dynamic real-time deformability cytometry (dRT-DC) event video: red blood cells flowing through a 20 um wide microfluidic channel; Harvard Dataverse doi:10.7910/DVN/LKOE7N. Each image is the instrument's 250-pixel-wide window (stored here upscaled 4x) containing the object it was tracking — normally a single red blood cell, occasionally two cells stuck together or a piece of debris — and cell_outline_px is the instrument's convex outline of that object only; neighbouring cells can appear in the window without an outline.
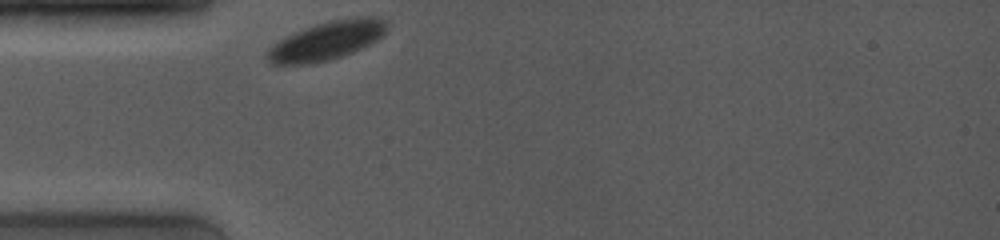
{"species": "common noctule bat (a hibernating species)", "species_latin": "Nyctalus noctula", "temperature_condition": "room temperature", "stored_images_in_passage": 41, "camera_frame_rate_fps": 4000, "um_per_image_px": 0.085, "animal": {"sex": "female", "body_mass_g": 19.0, "forearm_length_mm": 53.3}, "frame": {"image": 1, "passage_image": 1, "time_ms": 0.0, "image_size_px": [1000, 240], "cell_outline_px": [[388, 24], [384, 32], [376, 40], [352, 52], [328, 60], [308, 64], [272, 64], [268, 60], [268, 48], [272, 44], [304, 28], [316, 24], [356, 16], [376, 16], [384, 20]], "centroid_in_image_um": [27.78, 3.45], "position_along_channel_um": 57.2, "area_um2": 26.3}}
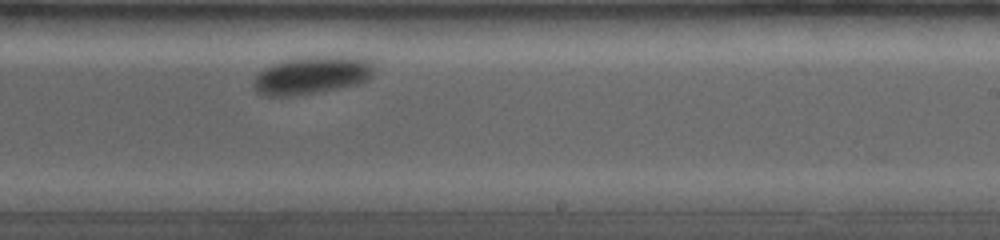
{"frame": {"image": 2, "passage_image": 25, "time_ms": 6.0, "image_size_px": [1000, 240], "cell_outline_px": [[372, 76], [368, 80], [356, 84], [320, 92], [296, 96], [268, 96], [256, 92], [252, 84], [252, 80], [264, 68], [284, 60], [308, 56], [352, 56], [372, 60]], "centroid_in_image_um": [26.5, 6.39], "position_along_channel_um": 262.5, "area_um2": 26.76}}
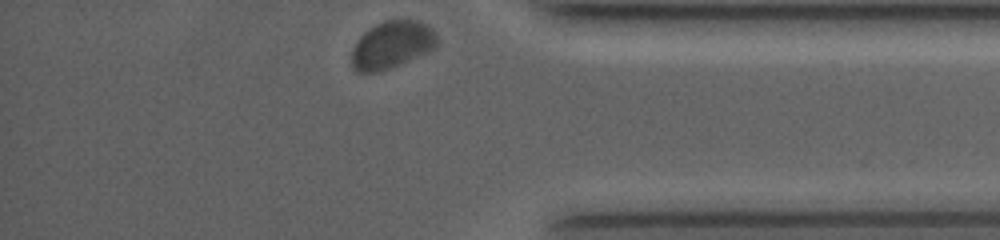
{"frame": {"image": 3, "passage_image": 41, "time_ms": 10.0, "image_size_px": [1000, 240], "cell_outline_px": [[440, 44], [436, 48], [428, 52], [388, 68], [376, 72], [356, 72], [352, 68], [352, 48], [360, 36], [364, 32], [376, 24], [384, 20], [420, 20], [432, 28], [436, 32]], "centroid_in_image_um": [33.34, 3.79], "position_along_channel_um": 401.9, "area_um2": 23.7}, "authors_computed_cell_mechanics": {"area_um2": 26.4724, "velocity_mm_per_s": 3.5206, "shape_relaxation_time_tau1_ms": 2.5706, "shape_relaxation_time_tau2_ms": null, "deformation_change_tau1": 0.072, "deformation_change_tau2": null}}